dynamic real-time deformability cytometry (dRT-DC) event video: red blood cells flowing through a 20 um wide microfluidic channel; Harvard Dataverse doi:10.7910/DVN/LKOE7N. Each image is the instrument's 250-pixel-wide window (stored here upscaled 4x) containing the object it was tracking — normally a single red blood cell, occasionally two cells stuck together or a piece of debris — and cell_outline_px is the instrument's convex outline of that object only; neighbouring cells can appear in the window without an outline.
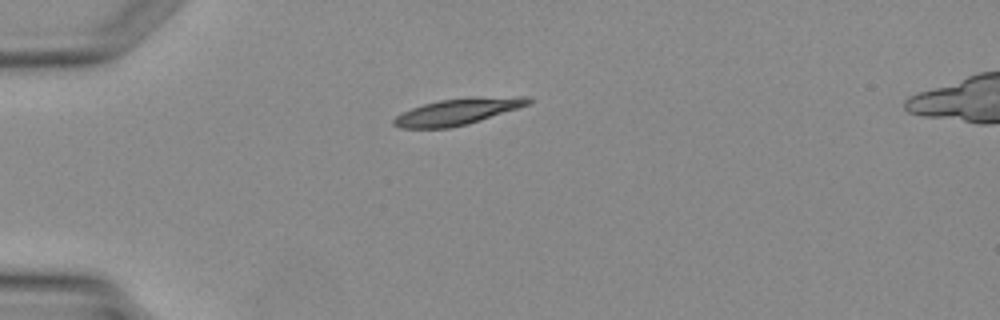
{"species": "Egyptian fruit bat (a non-hibernating species)", "species_latin": "Rousettus aegyptiacus", "temperature_condition": "warm", "stored_images_in_passage": 2, "camera_frame_rate_fps": 3000, "um_per_image_px": 0.085, "animal": {"sex": "female"}, "frame": {"image": 1, "passage_image": 1, "time_ms": 0.0, "image_size_px": [1000, 320], "cell_outline_px": [[532, 100], [528, 104], [468, 124], [448, 128], [400, 128], [392, 124], [392, 120], [396, 116], [412, 108], [424, 104], [440, 100], [524, 96], [528, 96]], "centroid_in_image_um": [38.82, 9.52], "position_along_channel_um": 46.2, "area_um2": 19.83}}